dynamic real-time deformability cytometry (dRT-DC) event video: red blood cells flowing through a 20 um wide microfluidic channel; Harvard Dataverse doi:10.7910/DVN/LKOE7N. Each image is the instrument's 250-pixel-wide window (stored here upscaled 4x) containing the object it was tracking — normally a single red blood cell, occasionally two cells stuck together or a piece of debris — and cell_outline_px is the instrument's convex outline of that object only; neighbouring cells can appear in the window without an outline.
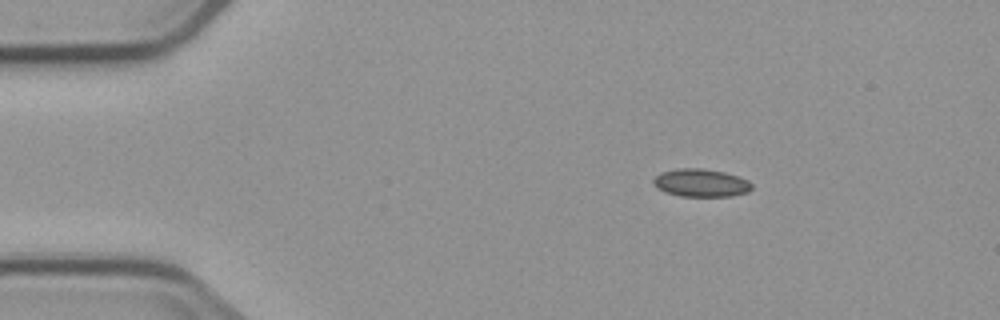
{"species": "common noctule bat (a hibernating species)", "species_latin": "Nyctalus noctula", "temperature_condition": "cold", "stored_images_in_passage": 4, "camera_frame_rate_fps": 3000, "um_per_image_px": 0.085, "animal": {"sex": "male", "body_mass_g": 23.1, "forearm_length_mm": 52.7}, "frame": {"image": 1, "passage_image": 2, "time_ms": 1.333, "image_size_px": [1000, 320], "cell_outline_px": [[752, 188], [748, 192], [732, 196], [680, 196], [664, 192], [656, 188], [652, 184], [652, 180], [660, 172], [676, 168], [700, 168], [724, 172], [748, 180], [752, 184]], "centroid_in_image_um": [59.53, 15.54], "position_along_channel_um": 25.5, "area_um2": 16.13}}